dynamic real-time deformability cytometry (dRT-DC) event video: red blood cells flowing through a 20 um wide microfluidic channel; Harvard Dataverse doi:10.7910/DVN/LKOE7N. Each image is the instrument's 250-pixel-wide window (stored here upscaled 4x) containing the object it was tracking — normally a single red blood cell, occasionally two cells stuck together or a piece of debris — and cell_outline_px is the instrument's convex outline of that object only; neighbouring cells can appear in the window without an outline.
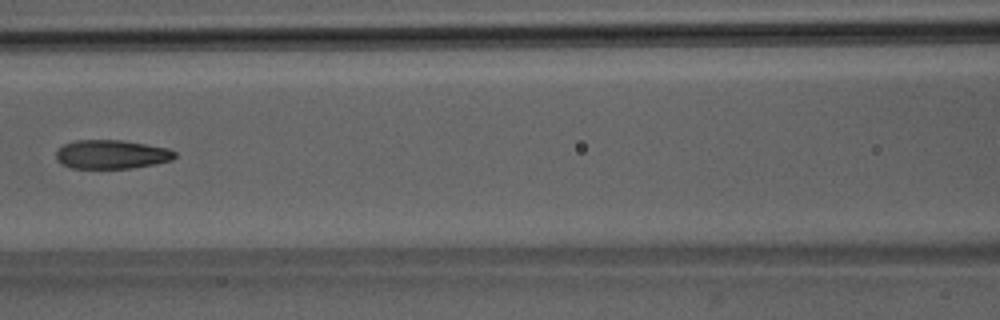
{"species": "Egyptian fruit bat (a non-hibernating species)", "species_latin": "Rousettus aegyptiacus", "temperature_condition": "room temperature", "stored_images_in_passage": 8, "camera_frame_rate_fps": 3000, "um_per_image_px": 0.085, "animal": {"sex": "male"}, "frame": {"image": 1, "passage_image": 7, "time_ms": 8.0, "image_size_px": [1000, 320], "cell_outline_px": [[176, 156], [172, 160], [156, 164], [132, 168], [72, 168], [60, 164], [56, 160], [56, 152], [64, 144], [76, 140], [120, 140], [168, 148], [176, 152]], "centroid_in_image_um": [9.47, 13.13], "position_along_channel_um": 157.1, "area_um2": 20.0}}